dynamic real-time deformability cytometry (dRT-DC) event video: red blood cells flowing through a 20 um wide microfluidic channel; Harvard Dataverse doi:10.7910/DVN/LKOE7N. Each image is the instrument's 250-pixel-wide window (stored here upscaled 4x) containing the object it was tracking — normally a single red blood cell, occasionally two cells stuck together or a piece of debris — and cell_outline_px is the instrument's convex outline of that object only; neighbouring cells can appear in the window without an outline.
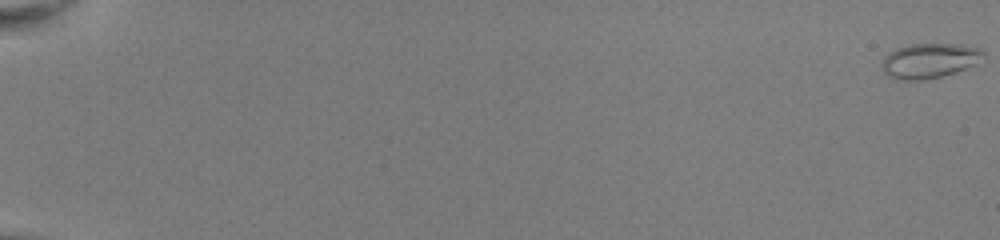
{"species": "common noctule bat (a hibernating species)", "species_latin": "Nyctalus noctula", "temperature_condition": "room temperature", "stored_images_in_passage": 54, "camera_frame_rate_fps": 3000, "um_per_image_px": 0.085, "animal": {"sex": "female", "body_mass_g": 22.0, "forearm_length_mm": 56.7}, "frame": {"image": 1, "passage_image": 1, "time_ms": 0.0, "image_size_px": [1000, 240], "cell_outline_px": [[984, 52], [972, 64], [956, 72], [924, 80], [900, 80], [888, 76], [884, 72], [884, 56], [888, 52], [896, 48], [908, 44], [960, 44], [984, 48]], "centroid_in_image_um": [78.96, 5.14], "position_along_channel_um": 6.0, "area_um2": 20.29}}
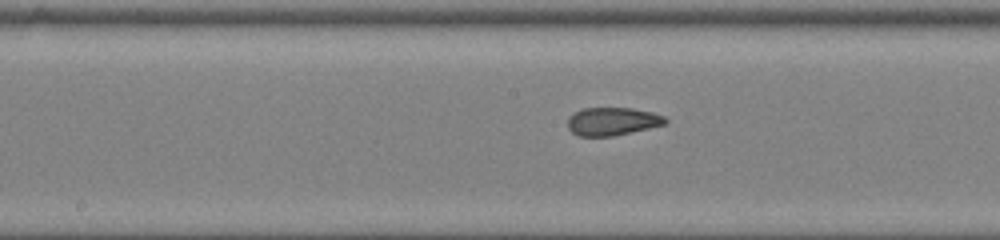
{"frame": {"image": 2, "passage_image": 31, "time_ms": 10.0, "image_size_px": [1000, 240], "cell_outline_px": [[668, 120], [664, 124], [648, 128], [612, 136], [580, 136], [572, 132], [568, 128], [568, 116], [572, 112], [584, 108], [632, 108], [652, 112], [664, 116]], "centroid_in_image_um": [52.01, 10.3], "position_along_channel_um": 196.2, "area_um2": 15.9}}
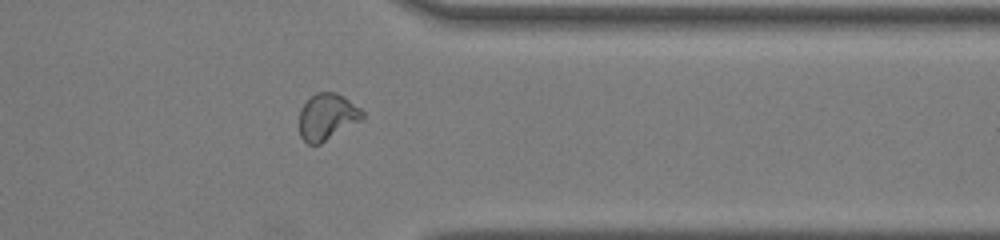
{"frame": {"image": 3, "passage_image": 45, "time_ms": 14.667, "image_size_px": [1000, 240], "cell_outline_px": [[364, 116], [360, 120], [320, 144], [308, 144], [300, 136], [300, 108], [316, 92], [336, 92], [344, 96], [360, 108], [364, 112]], "centroid_in_image_um": [27.8, 9.91], "position_along_channel_um": 383.6, "area_um2": 16.88}, "authors_computed_cell_mechanics": {"area_um2": 17.5423, "velocity_mm_per_s": 4.0568, "shape_relaxation_time_tau1_ms": null, "shape_relaxation_time_tau2_ms": 0.8167, "deformation_change_tau1": null, "deformation_change_tau2": 0.0486}}